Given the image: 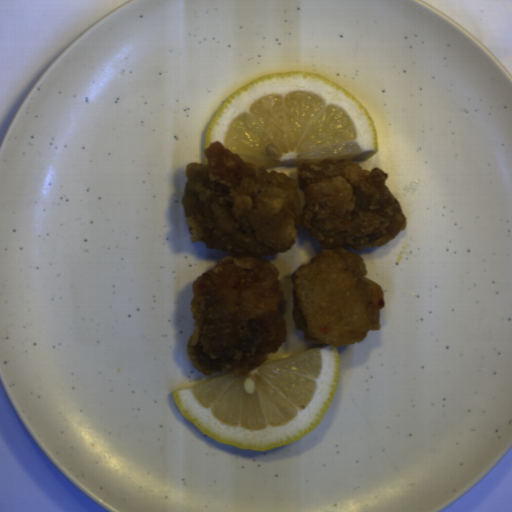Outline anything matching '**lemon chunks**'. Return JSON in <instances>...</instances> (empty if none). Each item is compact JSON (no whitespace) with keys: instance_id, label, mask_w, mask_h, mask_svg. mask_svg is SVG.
I'll return each instance as SVG.
<instances>
[{"instance_id":"lemon-chunks-1","label":"lemon chunks","mask_w":512,"mask_h":512,"mask_svg":"<svg viewBox=\"0 0 512 512\" xmlns=\"http://www.w3.org/2000/svg\"><path fill=\"white\" fill-rule=\"evenodd\" d=\"M214 141L267 172L378 152L364 104L339 83L304 70L261 75L226 95L208 123L204 148Z\"/></svg>"},{"instance_id":"lemon-chunks-2","label":"lemon chunks","mask_w":512,"mask_h":512,"mask_svg":"<svg viewBox=\"0 0 512 512\" xmlns=\"http://www.w3.org/2000/svg\"><path fill=\"white\" fill-rule=\"evenodd\" d=\"M340 346L270 360L249 374L216 372L184 381L173 396L186 419L219 443L268 451L308 436L336 391Z\"/></svg>"}]
</instances>
